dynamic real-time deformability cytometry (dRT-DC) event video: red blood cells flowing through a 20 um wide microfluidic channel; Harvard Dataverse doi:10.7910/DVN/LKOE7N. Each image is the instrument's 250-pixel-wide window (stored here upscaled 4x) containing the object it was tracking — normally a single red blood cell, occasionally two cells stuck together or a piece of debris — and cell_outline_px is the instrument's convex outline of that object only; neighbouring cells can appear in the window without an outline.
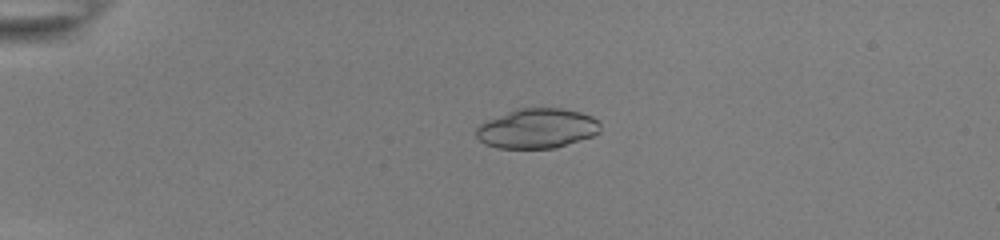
{"species": "common noctule bat (a hibernating species)", "species_latin": "Nyctalus noctula", "temperature_condition": "room temperature", "stored_images_in_passage": 41, "camera_frame_rate_fps": 3000, "um_per_image_px": 0.085, "animal": {"sex": "female", "body_mass_g": 22.0, "forearm_length_mm": 56.7}, "frame": {"image": 1, "passage_image": 2, "time_ms": 0.333, "image_size_px": [1000, 240], "cell_outline_px": [[600, 132], [592, 136], [556, 148], [496, 148], [484, 144], [476, 136], [476, 128], [480, 124], [488, 120], [516, 108], [564, 108], [580, 112], [592, 116], [600, 120]], "centroid_in_image_um": [45.67, 10.91], "position_along_channel_um": 39.3, "area_um2": 28.96}}
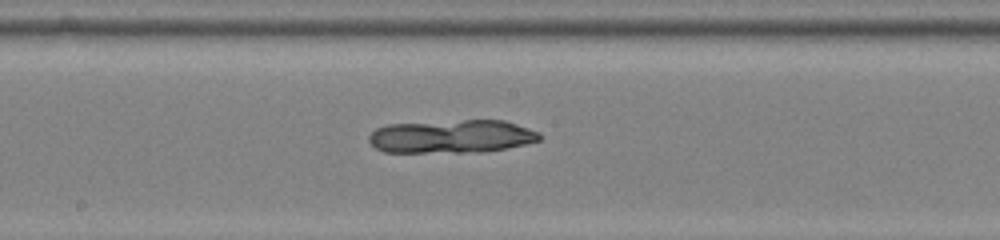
{"frame": {"image": 2, "passage_image": 19, "time_ms": 6.0, "image_size_px": [1000, 240], "cell_outline_px": [[540, 140], [524, 144], [484, 152], [384, 152], [376, 148], [368, 140], [368, 136], [376, 128], [388, 124], [464, 120], [504, 120], [540, 132]], "centroid_in_image_um": [38.37, 11.59], "position_along_channel_um": 209.8, "area_um2": 33.0}}
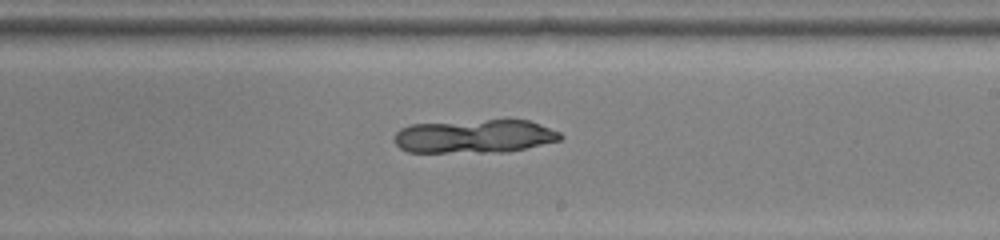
{"frame": {"image": 3, "passage_image": 22, "time_ms": 7.0, "image_size_px": [1000, 240], "cell_outline_px": [[564, 136], [560, 140], [508, 152], [408, 152], [400, 148], [392, 140], [396, 132], [400, 128], [412, 124], [488, 120], [528, 120], [540, 124], [560, 132]], "centroid_in_image_um": [40.32, 11.59], "position_along_channel_um": 248.7, "area_um2": 32.43}}